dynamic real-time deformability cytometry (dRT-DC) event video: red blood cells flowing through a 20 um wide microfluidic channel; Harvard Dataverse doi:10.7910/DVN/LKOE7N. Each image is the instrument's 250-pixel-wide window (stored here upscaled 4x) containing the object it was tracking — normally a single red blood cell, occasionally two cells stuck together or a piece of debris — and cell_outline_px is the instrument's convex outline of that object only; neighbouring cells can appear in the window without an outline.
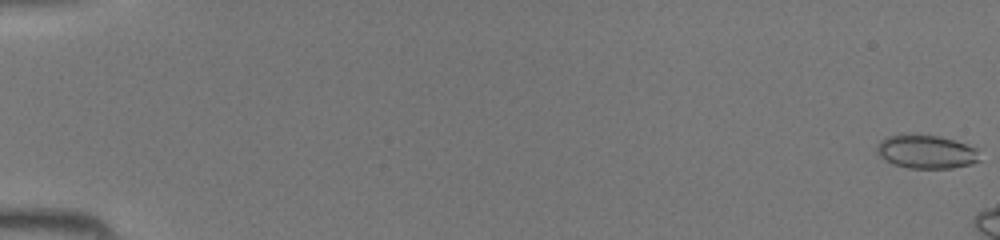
{"species": "common noctule bat (a hibernating species)", "species_latin": "Nyctalus noctula", "temperature_condition": "room temperature", "stored_images_in_passage": 7, "camera_frame_rate_fps": 3000, "um_per_image_px": 0.085, "animal": {"sex": "female", "body_mass_g": 19.5, "forearm_length_mm": 54.1}, "frame": {"image": 1, "passage_image": 1, "time_ms": 0.0, "image_size_px": [1000, 240], "cell_outline_px": [[980, 160], [972, 164], [952, 168], [908, 168], [892, 164], [884, 160], [876, 152], [876, 144], [880, 140], [888, 136], [900, 132], [940, 136], [976, 148]], "centroid_in_image_um": [78.65, 12.88], "position_along_channel_um": 6.3, "area_um2": 20.52}}